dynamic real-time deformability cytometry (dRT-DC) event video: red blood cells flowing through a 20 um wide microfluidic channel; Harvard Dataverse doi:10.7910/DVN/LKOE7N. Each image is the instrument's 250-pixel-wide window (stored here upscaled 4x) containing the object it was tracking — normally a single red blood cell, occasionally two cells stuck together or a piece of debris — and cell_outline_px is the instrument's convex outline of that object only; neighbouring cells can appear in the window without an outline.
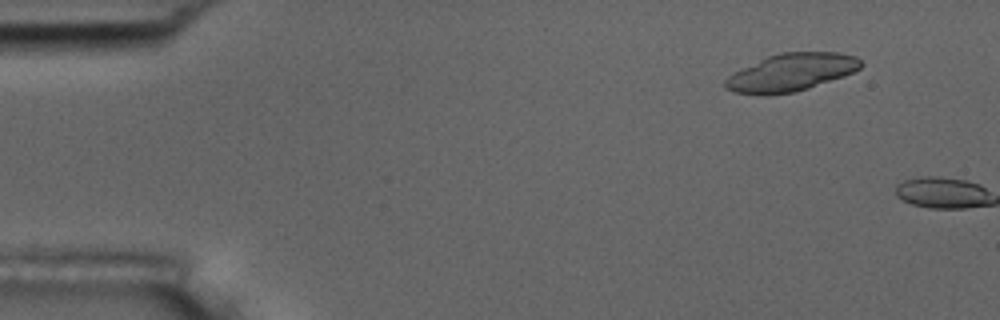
{"species": "common noctule bat (a hibernating species)", "species_latin": "Nyctalus noctula", "temperature_condition": "room temperature", "stored_images_in_passage": 3, "camera_frame_rate_fps": 3000, "um_per_image_px": 0.085, "animal": {"sex": "male", "body_mass_g": 17.5, "forearm_length_mm": 52.3}, "frame": {"image": 1, "passage_image": 2, "time_ms": 1.333, "image_size_px": [1000, 320], "cell_outline_px": [[864, 64], [860, 68], [844, 76], [796, 92], [768, 96], [764, 96], [736, 92], [724, 88], [724, 80], [732, 72], [768, 56], [780, 52], [840, 52], [856, 56]], "centroid_in_image_um": [67.22, 6.16], "position_along_channel_um": 17.8, "area_um2": 30.0}}